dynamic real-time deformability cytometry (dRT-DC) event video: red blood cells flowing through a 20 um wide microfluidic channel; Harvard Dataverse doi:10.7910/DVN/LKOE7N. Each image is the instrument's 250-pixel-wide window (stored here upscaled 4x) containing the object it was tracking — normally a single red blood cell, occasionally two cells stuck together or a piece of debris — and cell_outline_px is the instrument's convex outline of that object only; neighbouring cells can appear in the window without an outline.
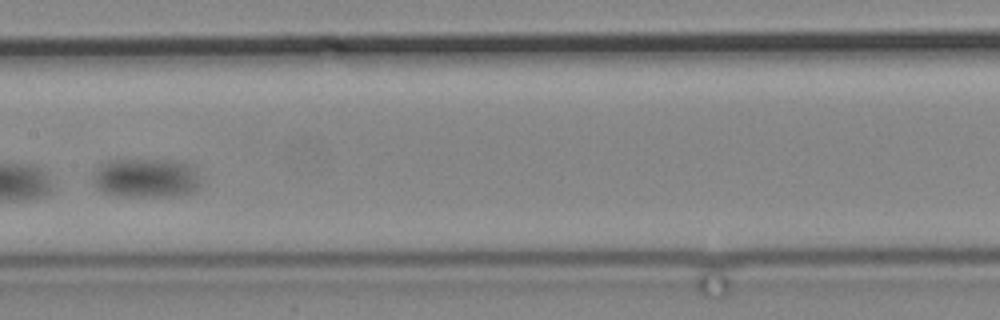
{"species": "common noctule bat (a hibernating species)", "species_latin": "Nyctalus noctula", "temperature_condition": "cold", "stored_images_in_passage": 18, "camera_frame_rate_fps": 3000, "um_per_image_px": 0.085, "animal": {"sex": "male", "body_mass_g": 19.2, "forearm_length_mm": 51.8}, "frame": {"image": 1, "passage_image": 6, "time_ms": 5.667, "image_size_px": [1000, 320], "cell_outline_px": [[200, 184], [196, 192], [172, 196], [120, 196], [104, 192], [96, 188], [92, 180], [92, 176], [96, 168], [100, 164], [108, 160], [176, 160], [188, 164], [192, 168], [200, 180]], "centroid_in_image_um": [12.38, 15.13], "position_along_channel_um": 195.0, "area_um2": 24.8}}